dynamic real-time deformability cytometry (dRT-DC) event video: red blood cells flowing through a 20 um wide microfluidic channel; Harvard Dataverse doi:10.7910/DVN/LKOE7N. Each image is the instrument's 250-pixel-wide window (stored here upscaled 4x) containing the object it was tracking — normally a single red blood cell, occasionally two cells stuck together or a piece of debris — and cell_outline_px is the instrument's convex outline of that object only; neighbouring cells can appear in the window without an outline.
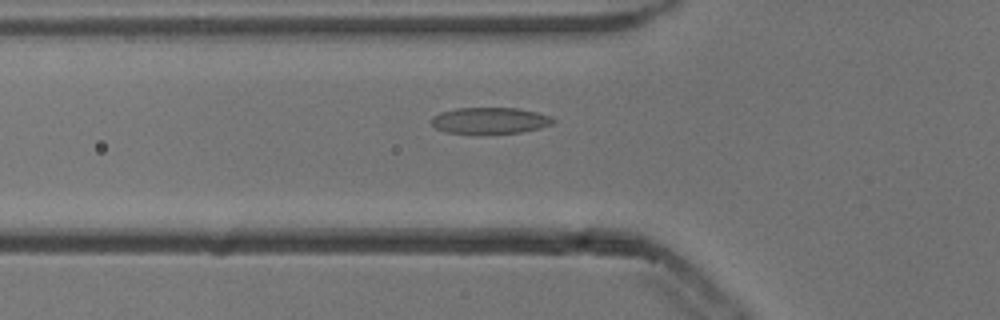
{"species": "common noctule bat (a hibernating species)", "species_latin": "Nyctalus noctula", "temperature_condition": "cold", "stored_images_in_passage": 49, "camera_frame_rate_fps": 3000, "um_per_image_px": 0.085, "animal": {"sex": "male", "body_mass_g": 13.3}, "frame": {"image": 1, "passage_image": 14, "time_ms": 4.333, "image_size_px": [1000, 320], "cell_outline_px": [[556, 120], [552, 124], [540, 128], [520, 132], [480, 136], [448, 132], [436, 128], [432, 124], [432, 116], [440, 112], [456, 108], [520, 108], [552, 116]], "centroid_in_image_um": [41.65, 10.27], "position_along_channel_um": 84.2, "area_um2": 19.31}}
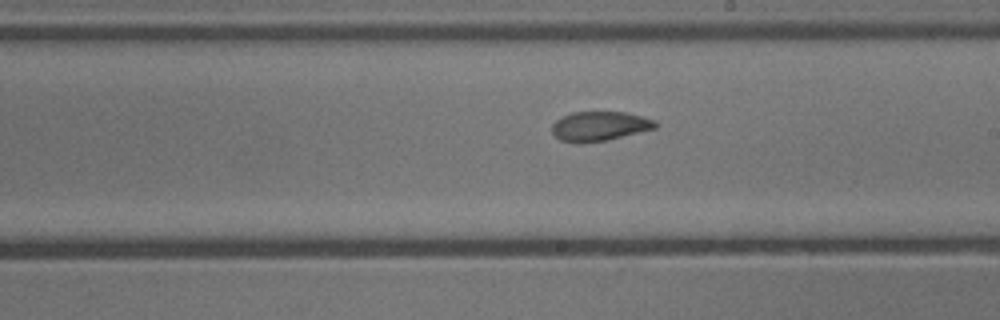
{"frame": {"image": 2, "passage_image": 26, "time_ms": 8.333, "image_size_px": [1000, 320], "cell_outline_px": [[660, 124], [656, 128], [608, 140], [580, 144], [560, 140], [552, 132], [552, 124], [560, 116], [572, 112], [624, 112], [656, 120]], "centroid_in_image_um": [50.96, 10.73], "position_along_channel_um": 238.0, "area_um2": 17.98}}
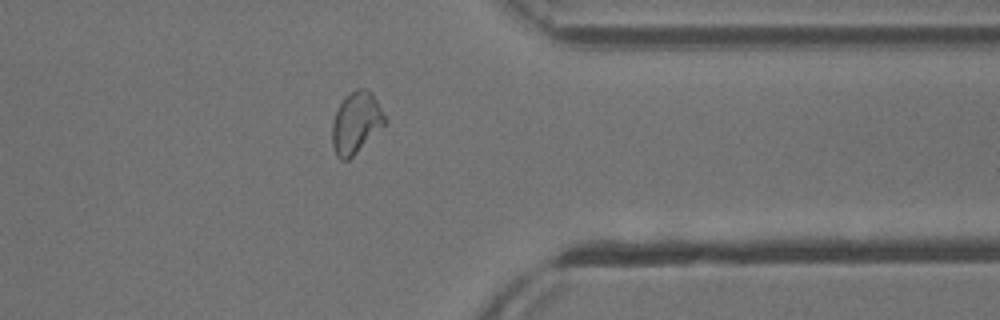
{"frame": {"image": 3, "passage_image": 38, "time_ms": 12.333, "image_size_px": [1000, 320], "cell_outline_px": [[388, 124], [348, 160], [340, 160], [336, 156], [332, 144], [332, 120], [340, 104], [356, 88], [368, 88], [372, 92], [388, 120]], "centroid_in_image_um": [30.3, 10.45], "position_along_channel_um": 381.1, "area_um2": 19.13}, "authors_computed_cell_mechanics": {"area_um2": 18.6116, "velocity_mm_per_s": 3.8226, "shape_relaxation_time_tau1_ms": 8.748, "shape_relaxation_time_tau2_ms": 1.6793, "deformation_change_tau1": 0.1777, "deformation_change_tau2": 0.0587}}